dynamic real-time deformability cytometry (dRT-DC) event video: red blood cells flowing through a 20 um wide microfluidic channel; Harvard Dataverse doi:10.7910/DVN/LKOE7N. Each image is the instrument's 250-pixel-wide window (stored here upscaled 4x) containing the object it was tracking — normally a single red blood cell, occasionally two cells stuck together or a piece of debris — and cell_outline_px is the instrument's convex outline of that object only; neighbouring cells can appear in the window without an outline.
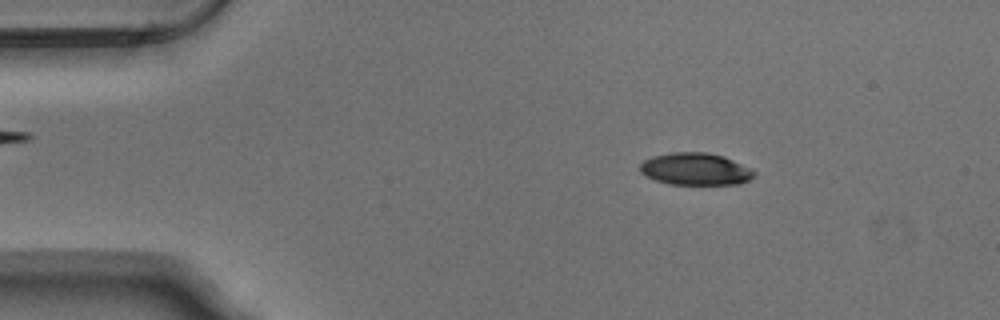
{"species": "Egyptian fruit bat (a non-hibernating species)", "species_latin": "Rousettus aegyptiacus", "temperature_condition": "warm", "stored_images_in_passage": 40, "camera_frame_rate_fps": 3000, "um_per_image_px": 0.085, "animal": {"sex": "male"}, "frame": {"image": 1, "passage_image": 8, "time_ms": 2.333, "image_size_px": [1000, 320], "cell_outline_px": [[756, 172], [748, 180], [740, 184], [668, 184], [656, 180], [640, 172], [640, 164], [644, 160], [652, 156], [672, 152], [708, 152], [724, 156]], "centroid_in_image_um": [59.08, 14.36], "position_along_channel_um": 25.9, "area_um2": 21.21}}
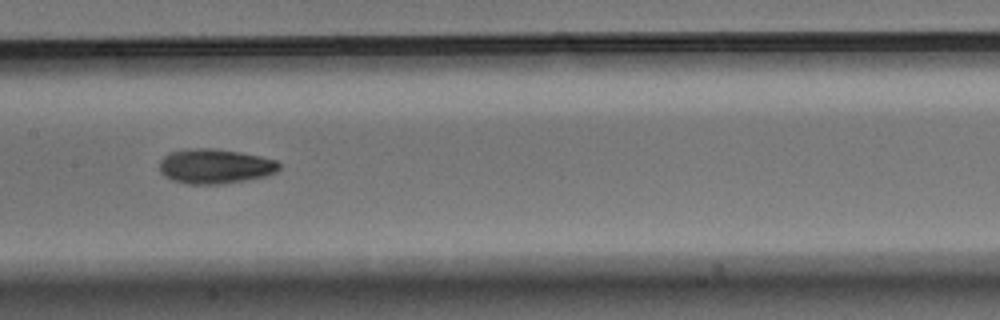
{"frame": {"image": 2, "passage_image": 26, "time_ms": 8.333, "image_size_px": [1000, 320], "cell_outline_px": [[280, 168], [276, 172], [264, 176], [248, 180], [220, 184], [188, 184], [172, 180], [164, 176], [160, 172], [160, 160], [164, 156], [172, 152], [188, 148], [212, 148], [240, 152], [260, 156], [276, 160], [280, 164]], "centroid_in_image_um": [18.27, 14.13], "position_along_channel_um": 189.1, "area_um2": 24.28}}
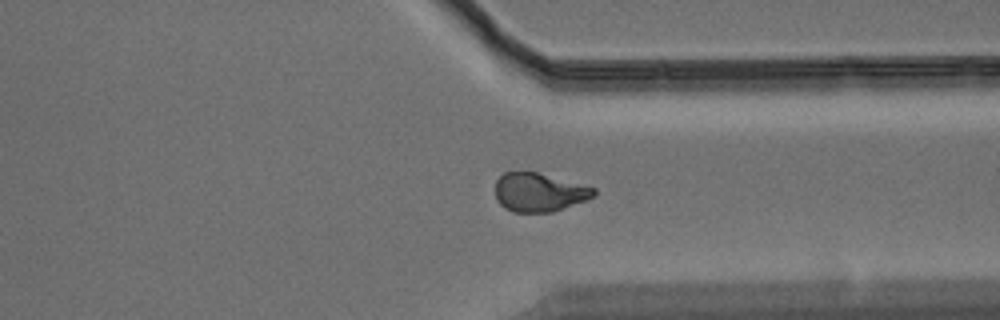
{"frame": {"image": 3, "passage_image": 40, "time_ms": 13.0, "image_size_px": [1000, 320], "cell_outline_px": [[596, 192], [592, 196], [584, 200], [552, 212], [512, 212], [504, 208], [496, 200], [496, 180], [504, 172], [536, 172], [596, 188]], "centroid_in_image_um": [45.77, 16.35], "position_along_channel_um": 365.6, "area_um2": 21.91}, "authors_computed_cell_mechanics": {"area_um2": 22.9466, "velocity_mm_per_s": 3.7927, "shape_relaxation_time_tau1_ms": 5.7781, "shape_relaxation_time_tau2_ms": 3.8737, "deformation_change_tau1": 0.1829, "deformation_change_tau2": 0.095}}